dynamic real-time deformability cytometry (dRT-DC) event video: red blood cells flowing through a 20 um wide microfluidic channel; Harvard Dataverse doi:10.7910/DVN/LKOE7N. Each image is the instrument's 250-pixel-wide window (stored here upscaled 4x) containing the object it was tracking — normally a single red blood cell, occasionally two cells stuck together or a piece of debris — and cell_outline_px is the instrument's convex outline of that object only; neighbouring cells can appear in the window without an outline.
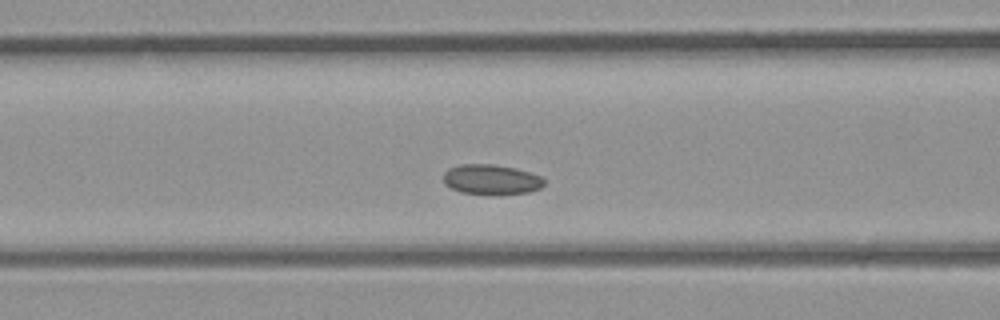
{"species": "common noctule bat (a hibernating species)", "species_latin": "Nyctalus noctula", "temperature_condition": "room temperature", "stored_images_in_passage": 28, "camera_frame_rate_fps": 3000, "um_per_image_px": 0.085, "animal": {"sex": "male", "body_mass_g": 23.1, "forearm_length_mm": 52.7}, "frame": {"image": 1, "passage_image": 10, "time_ms": 3.0, "image_size_px": [1000, 320], "cell_outline_px": [[544, 184], [540, 188], [528, 192], [460, 192], [444, 184], [444, 172], [448, 168], [460, 164], [496, 164], [516, 168], [532, 172], [540, 176], [544, 180]], "centroid_in_image_um": [41.75, 15.2], "position_along_channel_um": 124.9, "area_um2": 17.11}}
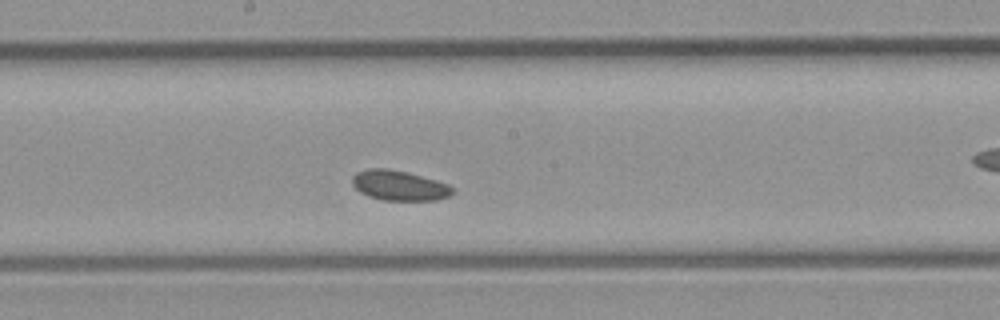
{"frame": {"image": 2, "passage_image": 15, "time_ms": 4.667, "image_size_px": [1000, 320], "cell_outline_px": [[452, 192], [448, 196], [436, 200], [384, 200], [368, 196], [360, 192], [352, 184], [352, 176], [356, 172], [368, 168], [388, 168], [408, 172], [436, 180], [448, 184], [452, 188]], "centroid_in_image_um": [33.89, 15.75], "position_along_channel_um": 214.3, "area_um2": 17.51}}
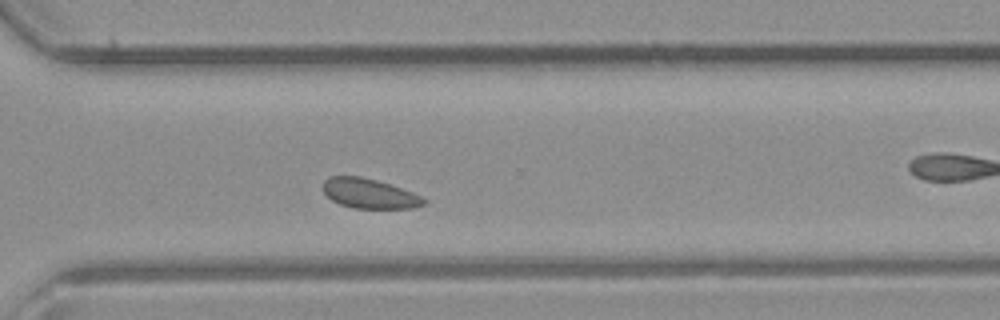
{"frame": {"image": 3, "passage_image": 22, "time_ms": 7.0, "image_size_px": [1000, 320], "cell_outline_px": [[428, 200], [424, 204], [412, 208], [352, 208], [340, 204], [332, 200], [324, 192], [324, 180], [328, 176], [360, 176], [376, 180], [424, 196]], "centroid_in_image_um": [31.41, 16.45], "position_along_channel_um": 339.2, "area_um2": 17.4}}